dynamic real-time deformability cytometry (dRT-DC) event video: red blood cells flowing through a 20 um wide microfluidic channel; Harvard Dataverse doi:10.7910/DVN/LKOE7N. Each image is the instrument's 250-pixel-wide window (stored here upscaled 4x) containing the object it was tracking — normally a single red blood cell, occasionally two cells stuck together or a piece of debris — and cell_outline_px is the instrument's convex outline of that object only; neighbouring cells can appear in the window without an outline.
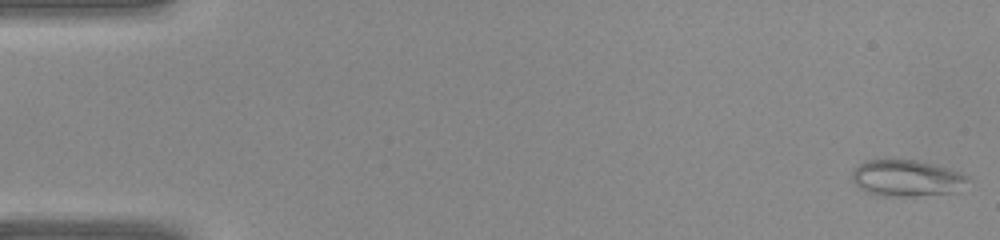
{"species": "common noctule bat (a hibernating species)", "species_latin": "Nyctalus noctula", "temperature_condition": "warm", "stored_images_in_passage": 42, "camera_frame_rate_fps": 3000, "um_per_image_px": 0.085, "animal": {"sex": "female", "body_mass_g": 22.0, "forearm_length_mm": 56.7}, "frame": {"image": 1, "passage_image": 1, "time_ms": 0.0, "image_size_px": [1000, 240], "cell_outline_px": [[968, 180], [960, 192], [912, 196], [880, 196], [868, 192], [860, 188], [852, 180], [852, 172], [864, 160], [916, 160], [932, 164], [960, 172], [968, 176]], "centroid_in_image_um": [77.08, 15.15], "position_along_channel_um": 7.9, "area_um2": 24.51}}
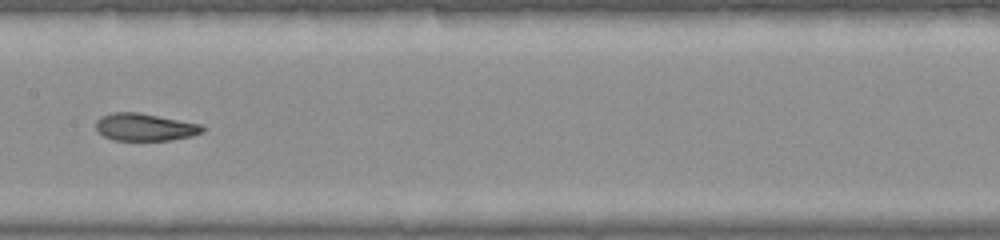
{"frame": {"image": 2, "passage_image": 21, "time_ms": 6.667, "image_size_px": [1000, 240], "cell_outline_px": [[208, 128], [204, 132], [192, 136], [172, 140], [112, 140], [104, 136], [96, 128], [96, 120], [100, 116], [112, 112], [140, 112], [200, 124]], "centroid_in_image_um": [12.34, 10.8], "position_along_channel_um": 195.1, "area_um2": 17.22}}
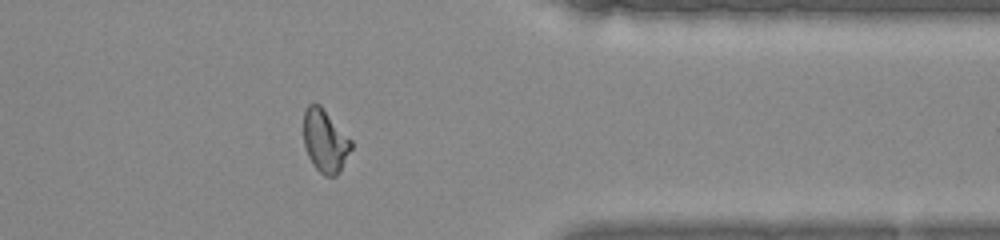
{"frame": {"image": 3, "passage_image": 33, "time_ms": 10.667, "image_size_px": [1000, 240], "cell_outline_px": [[352, 148], [340, 172], [336, 176], [324, 176], [312, 164], [308, 156], [304, 144], [304, 112], [308, 104], [320, 104], [352, 140]], "centroid_in_image_um": [27.64, 11.99], "position_along_channel_um": 383.8, "area_um2": 17.51}}